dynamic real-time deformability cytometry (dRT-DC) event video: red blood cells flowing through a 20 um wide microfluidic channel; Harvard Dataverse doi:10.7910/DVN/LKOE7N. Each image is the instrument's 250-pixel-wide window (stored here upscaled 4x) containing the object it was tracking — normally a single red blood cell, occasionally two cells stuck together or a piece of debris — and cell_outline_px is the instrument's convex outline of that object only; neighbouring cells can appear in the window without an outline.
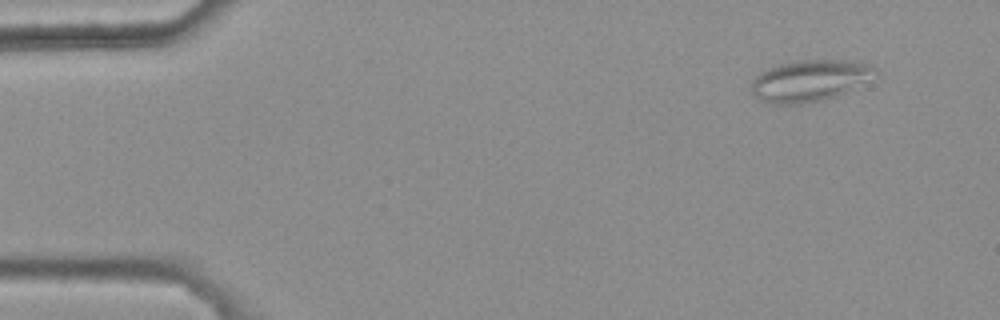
{"species": "common noctule bat (a hibernating species)", "species_latin": "Nyctalus noctula", "temperature_condition": "warm", "stored_images_in_passage": 4, "camera_frame_rate_fps": 3000, "um_per_image_px": 0.085, "animal": {"sex": "female", "body_mass_g": 25.1}, "frame": {"image": 1, "passage_image": 1, "time_ms": 0.0, "image_size_px": [1000, 320], "cell_outline_px": [[876, 68], [844, 92], [836, 96], [824, 100], [804, 104], [764, 104], [752, 92], [752, 80], [760, 72], [768, 68], [780, 64], [800, 60], [844, 60], [868, 64]], "centroid_in_image_um": [68.64, 6.87], "position_along_channel_um": 16.4, "area_um2": 28.96}}